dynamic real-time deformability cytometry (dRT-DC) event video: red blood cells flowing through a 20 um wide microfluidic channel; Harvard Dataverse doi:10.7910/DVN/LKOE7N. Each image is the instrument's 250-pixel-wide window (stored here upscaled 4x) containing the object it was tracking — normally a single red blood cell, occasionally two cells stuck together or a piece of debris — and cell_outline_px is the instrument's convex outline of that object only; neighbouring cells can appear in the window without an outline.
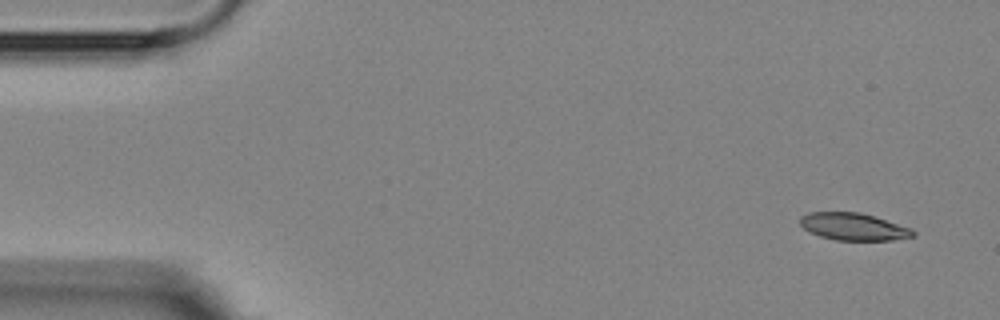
{"species": "Egyptian fruit bat (a non-hibernating species)", "species_latin": "Rousettus aegyptiacus", "temperature_condition": "room temperature", "stored_images_in_passage": 7, "camera_frame_rate_fps": 3000, "um_per_image_px": 0.085, "animal": {"sex": "female"}, "frame": {"image": 1, "passage_image": 1, "time_ms": 0.0, "image_size_px": [1000, 320], "cell_outline_px": [[916, 232], [912, 236], [892, 240], [836, 240], [820, 236], [808, 232], [800, 224], [800, 216], [808, 212], [860, 212], [912, 228]], "centroid_in_image_um": [72.51, 19.26], "position_along_channel_um": 12.5, "area_um2": 17.92}}
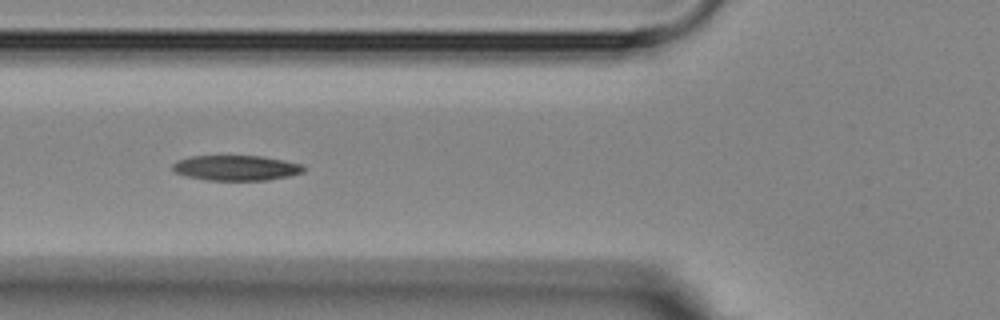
{"frame": {"image": 2, "passage_image": 6, "time_ms": 5.667, "image_size_px": [1000, 320], "cell_outline_px": [[304, 172], [288, 176], [268, 180], [204, 180], [188, 176], [176, 172], [172, 168], [172, 164], [180, 160], [192, 156], [260, 156], [284, 160], [304, 164]], "centroid_in_image_um": [20.11, 14.27], "position_along_channel_um": 105.7, "area_um2": 19.13}}
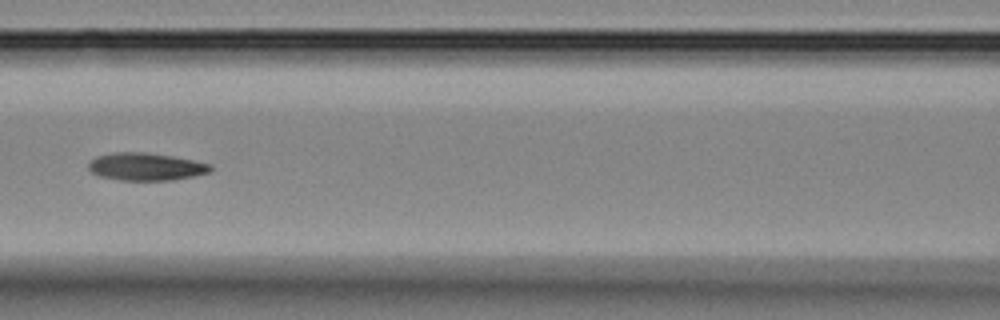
{"frame": {"image": 3, "passage_image": 7, "time_ms": 7.0, "image_size_px": [1000, 320], "cell_outline_px": [[212, 172], [172, 180], [120, 180], [100, 176], [92, 172], [88, 168], [88, 164], [96, 156], [112, 152], [144, 152], [172, 156], [212, 164]], "centroid_in_image_um": [12.41, 14.16], "position_along_channel_um": 154.2, "area_um2": 19.59}}